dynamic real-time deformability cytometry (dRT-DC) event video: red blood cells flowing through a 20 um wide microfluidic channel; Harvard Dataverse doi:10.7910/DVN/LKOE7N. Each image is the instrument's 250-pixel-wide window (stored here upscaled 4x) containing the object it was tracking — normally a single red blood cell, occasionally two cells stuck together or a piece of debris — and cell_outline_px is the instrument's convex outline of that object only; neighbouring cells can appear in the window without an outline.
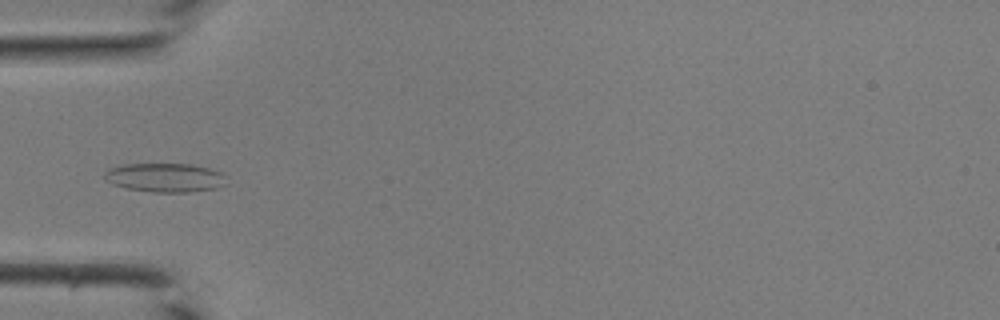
{"species": "common noctule bat (a hibernating species)", "species_latin": "Nyctalus noctula", "temperature_condition": "room temperature", "stored_images_in_passage": 35, "camera_frame_rate_fps": 3000, "um_per_image_px": 0.085, "animal": {"sex": "male", "body_mass_g": 19.0, "forearm_length_mm": 50.8}, "frame": {"image": 1, "passage_image": 14, "time_ms": 4.333, "image_size_px": [1000, 320], "cell_outline_px": [[228, 176], [224, 184], [216, 188], [188, 192], [152, 192], [124, 188], [112, 184], [104, 180], [104, 172], [108, 168], [120, 164], [188, 164], [208, 168], [220, 172]], "centroid_in_image_um": [13.97, 15.09], "position_along_channel_um": 71.0, "area_um2": 20.75}}
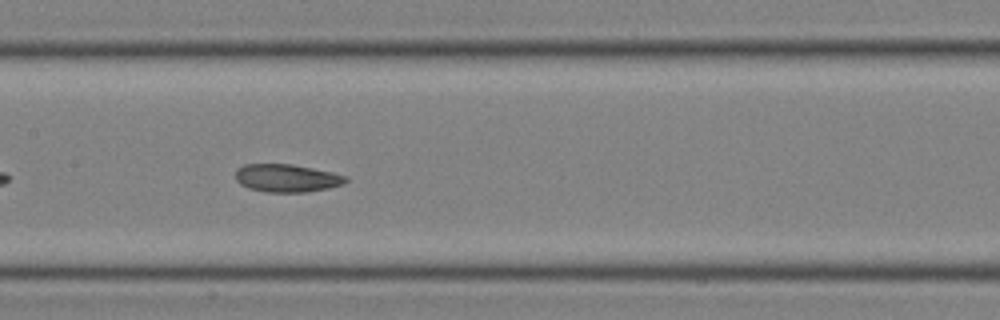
{"frame": {"image": 2, "passage_image": 21, "time_ms": 6.667, "image_size_px": [1000, 320], "cell_outline_px": [[348, 180], [344, 184], [328, 188], [308, 192], [268, 192], [248, 188], [240, 184], [236, 180], [236, 168], [244, 164], [292, 164], [332, 172], [348, 176]], "centroid_in_image_um": [24.38, 15.14], "position_along_channel_um": 183.0, "area_um2": 18.03}}
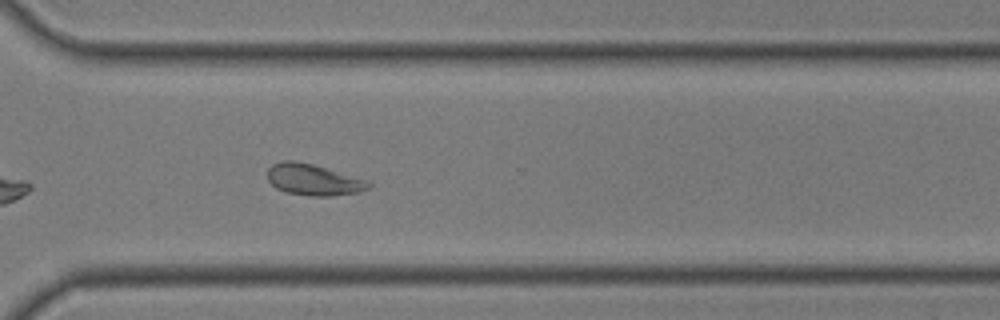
{"frame": {"image": 3, "passage_image": 31, "time_ms": 10.0, "image_size_px": [1000, 320], "cell_outline_px": [[372, 188], [360, 192], [332, 196], [312, 196], [284, 192], [276, 188], [268, 180], [268, 168], [272, 164], [284, 160], [292, 160], [312, 164], [368, 180], [372, 184]], "centroid_in_image_um": [26.66, 15.29], "position_along_channel_um": 343.9, "area_um2": 18.55}}